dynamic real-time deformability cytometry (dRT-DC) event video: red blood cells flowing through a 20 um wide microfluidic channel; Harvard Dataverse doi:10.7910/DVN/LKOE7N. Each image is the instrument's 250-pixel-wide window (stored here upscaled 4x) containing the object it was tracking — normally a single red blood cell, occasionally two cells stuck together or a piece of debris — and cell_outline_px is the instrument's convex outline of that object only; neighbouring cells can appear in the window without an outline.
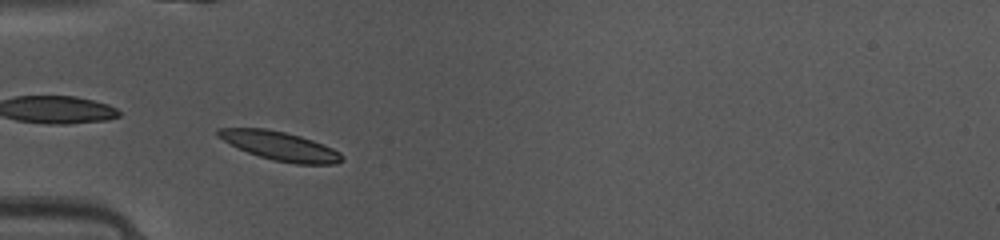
{"species": "common noctule bat (a hibernating species)", "species_latin": "Nyctalus noctula", "temperature_condition": "warm", "stored_images_in_passage": 38, "camera_frame_rate_fps": 3000, "um_per_image_px": 0.085, "animal": {"sex": "female", "body_mass_g": 10.0, "forearm_length_mm": 53.1}, "frame": {"image": 1, "passage_image": 5, "time_ms": 1.333, "image_size_px": [1000, 240], "cell_outline_px": [[344, 160], [336, 164], [296, 164], [276, 160], [260, 156], [248, 152], [216, 136], [216, 128], [264, 128], [284, 132], [300, 136], [312, 140], [332, 148], [340, 152], [344, 156]], "centroid_in_image_um": [23.83, 12.41], "position_along_channel_um": 61.2, "area_um2": 20.52}}
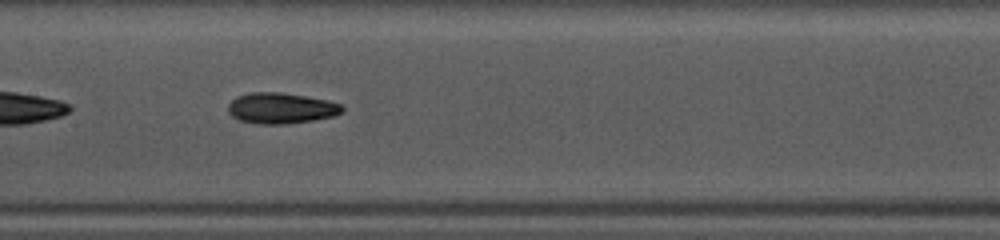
{"frame": {"image": 2, "passage_image": 14, "time_ms": 4.333, "image_size_px": [1000, 240], "cell_outline_px": [[344, 112], [332, 116], [312, 120], [284, 124], [256, 124], [240, 120], [232, 116], [228, 112], [228, 104], [236, 96], [248, 92], [280, 92], [328, 100], [340, 104], [344, 108]], "centroid_in_image_um": [23.86, 9.19], "position_along_channel_um": 183.5, "area_um2": 20.52}}
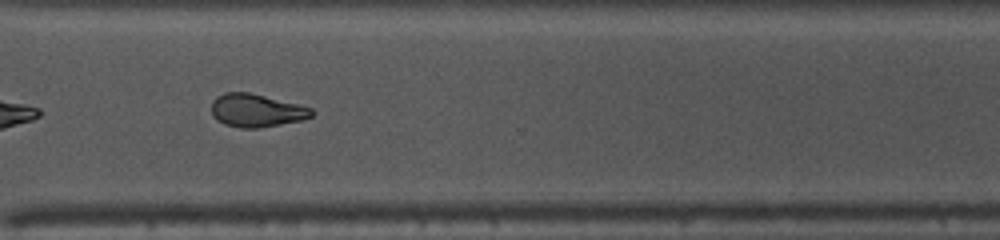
{"frame": {"image": 3, "passage_image": 26, "time_ms": 8.333, "image_size_px": [1000, 240], "cell_outline_px": [[316, 112], [312, 116], [300, 120], [260, 128], [240, 128], [224, 124], [216, 120], [212, 116], [212, 100], [216, 96], [224, 92], [248, 92], [300, 104], [312, 108]], "centroid_in_image_um": [21.78, 9.38], "position_along_channel_um": 348.8, "area_um2": 19.48}, "authors_computed_cell_mechanics": {"area_um2": 19.7965, "velocity_mm_per_s": 4.1447, "shape_relaxation_time_tau1_ms": 3.4107, "shape_relaxation_time_tau2_ms": 2.372, "deformation_change_tau1": 0.1536, "deformation_change_tau2": 0.096}}